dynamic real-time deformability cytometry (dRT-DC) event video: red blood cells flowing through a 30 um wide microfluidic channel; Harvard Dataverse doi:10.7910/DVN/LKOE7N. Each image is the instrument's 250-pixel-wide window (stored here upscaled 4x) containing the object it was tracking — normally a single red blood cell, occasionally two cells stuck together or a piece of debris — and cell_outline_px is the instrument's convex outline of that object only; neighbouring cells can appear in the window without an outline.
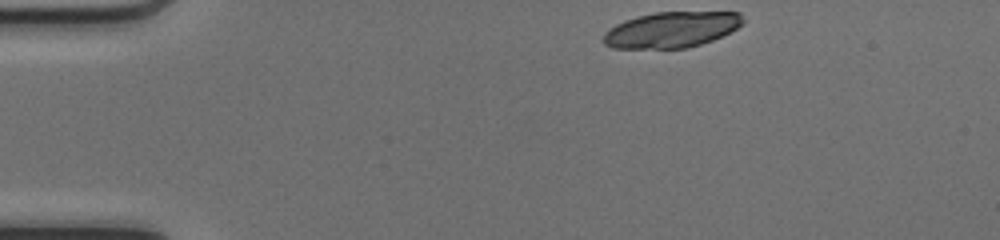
{"species": "common noctule bat (a hibernating species)", "species_latin": "Nyctalus noctula", "temperature_condition": "cold", "stored_images_in_passage": 42, "camera_frame_rate_fps": 3000, "um_per_image_px": 0.085, "animal": {"sex": "female", "body_mass_g": 17.0, "forearm_length_mm": 48.0}, "frame": {"image": 1, "passage_image": 1, "time_ms": 0.0, "image_size_px": [1000, 240], "cell_outline_px": [[744, 20], [736, 28], [712, 40], [688, 48], [612, 48], [604, 44], [604, 32], [616, 24], [624, 20], [656, 12], [740, 12]], "centroid_in_image_um": [57.05, 2.52], "position_along_channel_um": 27.9, "area_um2": 28.78}}
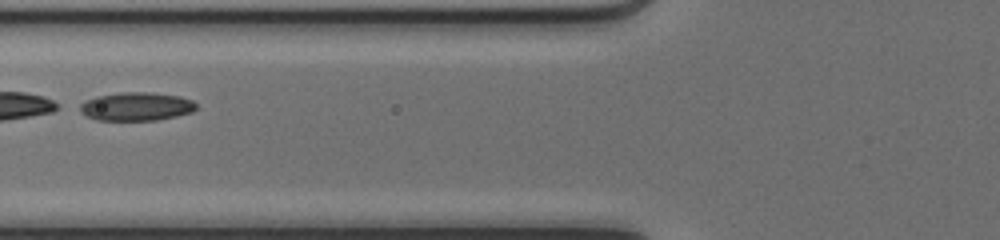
{"frame": {"image": 2, "passage_image": 13, "time_ms": 4.0, "image_size_px": [1000, 240], "cell_outline_px": [[196, 108], [192, 112], [176, 116], [156, 120], [96, 120], [80, 112], [76, 104], [84, 100], [96, 96], [120, 92], [148, 92], [180, 96], [192, 100], [196, 104]], "centroid_in_image_um": [11.53, 9.04], "position_along_channel_um": 114.3, "area_um2": 19.48}, "authors_computed_cell_mechanics": {"area_um2": 19.7387, "velocity_mm_per_s": 4.1501, "shape_relaxation_time_tau1_ms": 2.4216, "shape_relaxation_time_tau2_ms": 7.5204, "deformation_change_tau1": 0.122, "deformation_change_tau2": 0.1209}}